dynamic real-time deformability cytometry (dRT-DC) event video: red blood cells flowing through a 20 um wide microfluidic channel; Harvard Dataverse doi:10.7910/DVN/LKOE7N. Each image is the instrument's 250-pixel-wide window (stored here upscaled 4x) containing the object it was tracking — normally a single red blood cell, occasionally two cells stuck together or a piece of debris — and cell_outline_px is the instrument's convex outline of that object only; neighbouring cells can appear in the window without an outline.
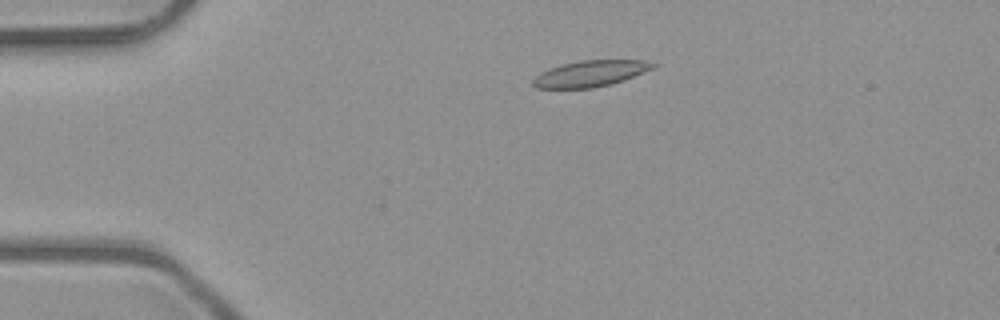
{"species": "common noctule bat (a hibernating species)", "species_latin": "Nyctalus noctula", "temperature_condition": "room temperature", "stored_images_in_passage": 14, "camera_frame_rate_fps": 3000, "um_per_image_px": 0.085, "animal": {"sex": "male", "body_mass_g": 23.1, "forearm_length_mm": 52.7}, "frame": {"image": 1, "passage_image": 9, "time_ms": 2.667, "image_size_px": [1000, 320], "cell_outline_px": [[660, 64], [656, 68], [624, 80], [612, 84], [592, 88], [536, 88], [532, 84], [532, 80], [540, 72], [548, 68], [560, 64], [580, 60], [648, 60]], "centroid_in_image_um": [50.23, 6.24], "position_along_channel_um": 34.8, "area_um2": 18.67}}